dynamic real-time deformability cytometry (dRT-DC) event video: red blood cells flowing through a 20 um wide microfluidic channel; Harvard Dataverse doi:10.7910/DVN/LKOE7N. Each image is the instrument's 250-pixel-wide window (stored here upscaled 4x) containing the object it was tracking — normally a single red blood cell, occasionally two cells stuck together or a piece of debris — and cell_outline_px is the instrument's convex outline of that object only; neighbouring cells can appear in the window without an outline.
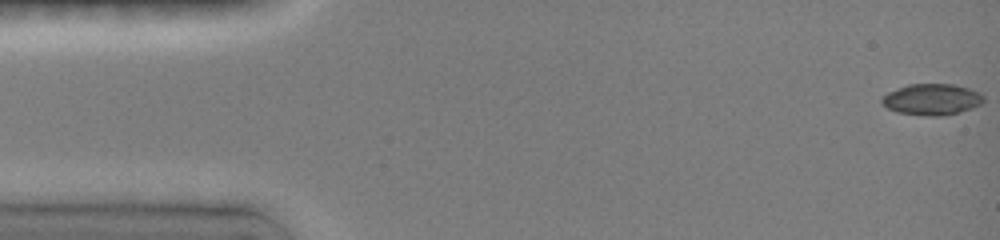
{"species": "common noctule bat (a hibernating species)", "species_latin": "Nyctalus noctula", "temperature_condition": "room temperature", "stored_images_in_passage": 6, "camera_frame_rate_fps": 3000, "um_per_image_px": 0.085, "animal": {"sex": "female", "body_mass_g": 19.0, "forearm_length_mm": 51.5}, "frame": {"image": 1, "passage_image": 1, "time_ms": 0.0, "image_size_px": [1000, 240], "cell_outline_px": [[984, 100], [980, 104], [972, 108], [960, 112], [940, 116], [928, 116], [896, 112], [880, 104], [880, 100], [888, 92], [908, 84], [952, 84], [968, 88], [980, 92], [984, 96]], "centroid_in_image_um": [79.2, 8.45], "position_along_channel_um": 5.8, "area_um2": 18.55}}
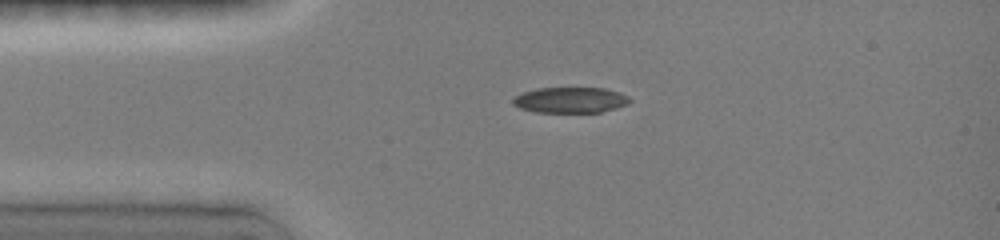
{"frame": {"image": 2, "passage_image": 5, "time_ms": 3.333, "image_size_px": [1000, 240], "cell_outline_px": [[632, 100], [628, 104], [616, 108], [600, 112], [536, 112], [520, 108], [512, 104], [512, 100], [516, 96], [524, 92], [536, 88], [604, 88], [620, 92], [628, 96]], "centroid_in_image_um": [48.5, 8.5], "position_along_channel_um": 36.5, "area_um2": 17.51}}